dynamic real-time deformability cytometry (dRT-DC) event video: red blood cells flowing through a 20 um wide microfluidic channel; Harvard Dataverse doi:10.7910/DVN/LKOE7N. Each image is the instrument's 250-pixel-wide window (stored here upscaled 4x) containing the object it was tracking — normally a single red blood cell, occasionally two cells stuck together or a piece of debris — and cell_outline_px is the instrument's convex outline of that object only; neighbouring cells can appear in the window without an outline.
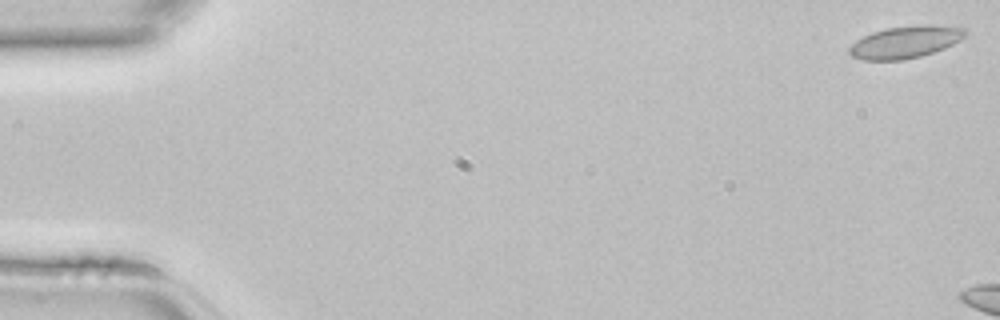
{"species": "common noctule bat (a hibernating species)", "species_latin": "Nyctalus noctula", "temperature_condition": "room temperature", "stored_images_in_passage": 11, "camera_frame_rate_fps": 3000, "um_per_image_px": 0.085, "animal": {"sex": "female", "body_mass_g": 22.7, "forearm_length_mm": 54.2}, "frame": {"image": 1, "passage_image": 1, "time_ms": 0.0, "image_size_px": [1000, 320], "cell_outline_px": [[968, 32], [960, 40], [944, 48], [920, 56], [904, 60], [864, 60], [852, 56], [848, 52], [848, 48], [856, 40], [872, 32], [888, 28], [924, 24], [928, 24], [964, 28]], "centroid_in_image_um": [76.94, 3.57], "position_along_channel_um": 8.1, "area_um2": 21.56}}